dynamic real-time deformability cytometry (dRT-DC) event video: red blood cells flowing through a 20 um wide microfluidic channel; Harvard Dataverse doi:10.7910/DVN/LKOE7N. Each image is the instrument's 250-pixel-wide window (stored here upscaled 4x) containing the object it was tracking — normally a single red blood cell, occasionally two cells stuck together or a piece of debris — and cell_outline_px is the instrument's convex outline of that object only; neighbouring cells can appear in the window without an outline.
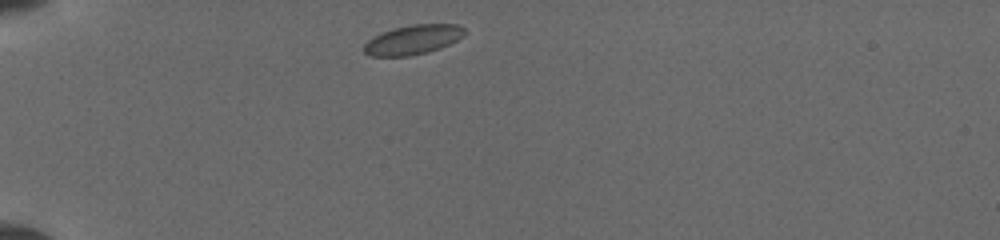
{"species": "common noctule bat (a hibernating species)", "species_latin": "Nyctalus noctula", "temperature_condition": "cold", "stored_images_in_passage": 41, "camera_frame_rate_fps": 3000, "um_per_image_px": 0.085, "animal": {"sex": "female", "body_mass_g": 19.5, "forearm_length_mm": 54.1}, "frame": {"image": 1, "passage_image": 1, "time_ms": 0.0, "image_size_px": [1000, 240], "cell_outline_px": [[464, 36], [440, 48], [428, 52], [408, 56], [372, 56], [364, 52], [364, 44], [368, 40], [392, 28], [412, 24], [456, 24], [464, 28]], "centroid_in_image_um": [35.11, 3.37], "position_along_channel_um": 49.9, "area_um2": 17.11}}
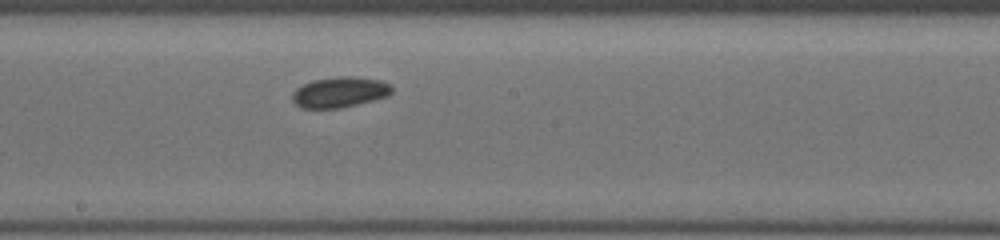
{"frame": {"image": 2, "passage_image": 18, "time_ms": 5.0, "image_size_px": [1000, 240], "cell_outline_px": [[392, 92], [388, 96], [340, 108], [300, 108], [292, 100], [292, 92], [296, 88], [312, 80], [336, 76], [348, 76], [380, 80], [388, 84], [392, 88]], "centroid_in_image_um": [28.83, 7.83], "position_along_channel_um": 219.4, "area_um2": 17.63}}
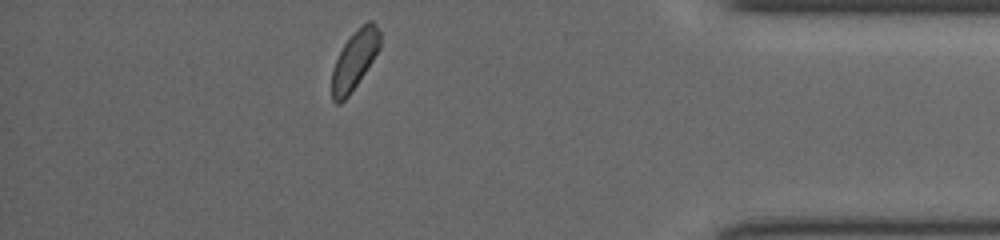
{"frame": {"image": 3, "passage_image": 36, "time_ms": 10.333, "image_size_px": [1000, 240], "cell_outline_px": [[380, 48], [348, 96], [340, 104], [336, 104], [332, 100], [332, 68], [344, 44], [368, 20], [372, 20], [376, 24], [380, 32]], "centroid_in_image_um": [30.13, 5.13], "position_along_channel_um": 405.1, "area_um2": 15.95}}